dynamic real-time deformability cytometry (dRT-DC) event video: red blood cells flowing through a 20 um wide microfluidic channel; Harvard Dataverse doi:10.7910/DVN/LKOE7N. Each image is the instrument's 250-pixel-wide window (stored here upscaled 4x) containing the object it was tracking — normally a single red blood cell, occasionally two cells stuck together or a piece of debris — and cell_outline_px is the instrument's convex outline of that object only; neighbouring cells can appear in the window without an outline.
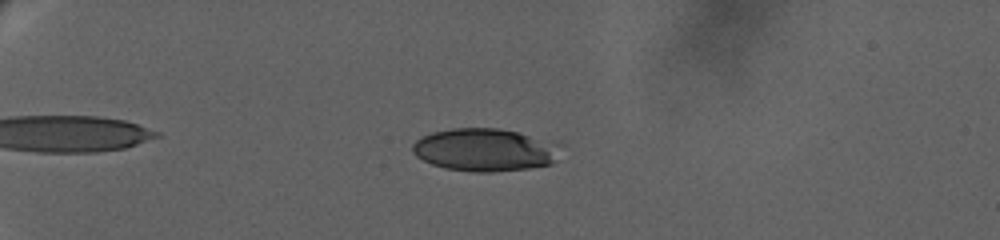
{"species": "human", "species_latin": "Homo sapiens", "temperature_condition": "warm", "stored_images_in_passage": 68, "camera_frame_rate_fps": 3000, "um_per_image_px": 0.085, "donor": {"sex": "female"}, "frame": {"image": 1, "passage_image": 18, "time_ms": 7.0, "image_size_px": [1000, 240], "cell_outline_px": [[564, 144], [556, 160], [552, 164], [528, 168], [492, 172], [468, 172], [444, 168], [432, 164], [416, 156], [412, 152], [412, 144], [416, 140], [432, 132], [452, 128], [500, 128], [560, 140]], "centroid_in_image_um": [41.33, 12.72], "position_along_channel_um": 43.7, "area_um2": 37.92}}
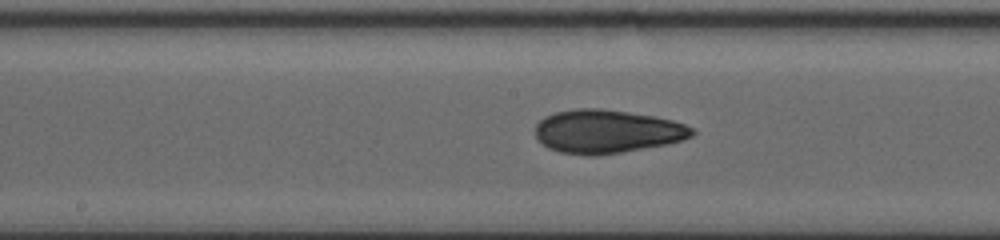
{"frame": {"image": 2, "passage_image": 45, "time_ms": 14.333, "image_size_px": [1000, 240], "cell_outline_px": [[696, 132], [692, 136], [680, 140], [664, 144], [620, 152], [592, 156], [560, 152], [548, 148], [536, 136], [536, 124], [544, 116], [556, 112], [576, 108], [600, 108], [656, 116], [672, 120], [684, 124], [692, 128]], "centroid_in_image_um": [51.57, 11.16], "position_along_channel_um": 196.6, "area_um2": 39.36}}
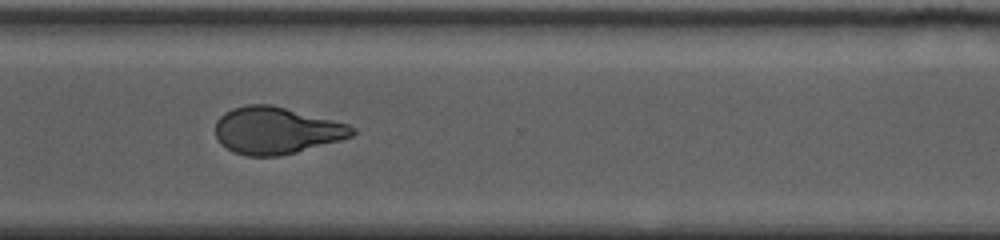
{"frame": {"image": 3, "passage_image": 67, "time_ms": 19.333, "image_size_px": [1000, 240], "cell_outline_px": [[356, 132], [352, 136], [340, 140], [296, 152], [280, 156], [248, 156], [232, 152], [220, 144], [216, 136], [216, 120], [224, 112], [232, 108], [248, 104], [272, 104], [348, 124], [356, 128]], "centroid_in_image_um": [23.46, 11.09], "position_along_channel_um": 347.1, "area_um2": 37.57}}